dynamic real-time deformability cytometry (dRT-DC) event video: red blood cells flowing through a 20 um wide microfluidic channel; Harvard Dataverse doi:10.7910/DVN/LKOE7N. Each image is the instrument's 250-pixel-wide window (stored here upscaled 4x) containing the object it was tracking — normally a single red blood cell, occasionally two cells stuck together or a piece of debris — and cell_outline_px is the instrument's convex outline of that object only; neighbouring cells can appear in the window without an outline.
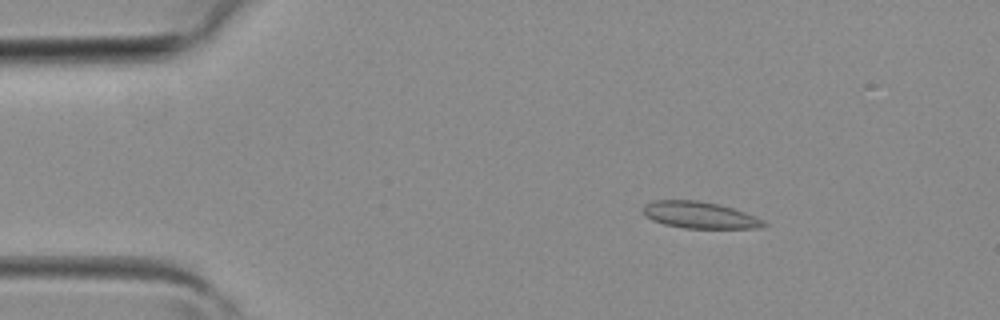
{"species": "common noctule bat (a hibernating species)", "species_latin": "Nyctalus noctula", "temperature_condition": "room temperature", "stored_images_in_passage": 2, "camera_frame_rate_fps": 3000, "um_per_image_px": 0.085, "animal": {"sex": "female", "body_mass_g": 19.3, "forearm_length_mm": 54.1}, "frame": {"image": 1, "passage_image": 1, "time_ms": 0.0, "image_size_px": [1000, 320], "cell_outline_px": [[768, 224], [760, 228], [684, 228], [664, 224], [652, 220], [644, 216], [644, 204], [652, 200], [696, 200], [716, 204], [732, 208], [744, 212], [764, 220]], "centroid_in_image_um": [59.45, 18.28], "position_along_channel_um": 25.6, "area_um2": 18.67}}